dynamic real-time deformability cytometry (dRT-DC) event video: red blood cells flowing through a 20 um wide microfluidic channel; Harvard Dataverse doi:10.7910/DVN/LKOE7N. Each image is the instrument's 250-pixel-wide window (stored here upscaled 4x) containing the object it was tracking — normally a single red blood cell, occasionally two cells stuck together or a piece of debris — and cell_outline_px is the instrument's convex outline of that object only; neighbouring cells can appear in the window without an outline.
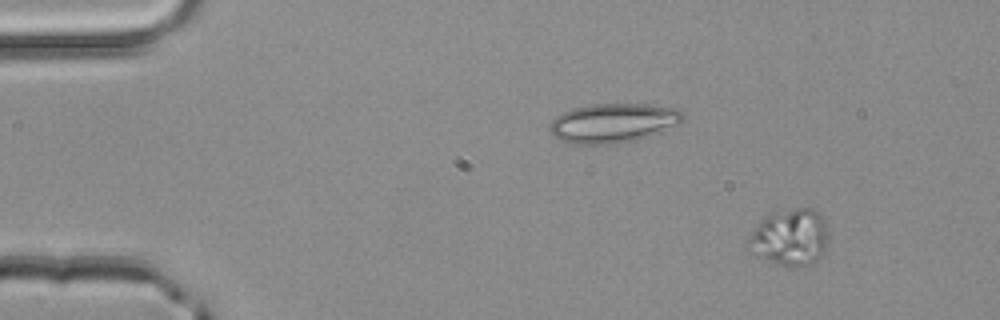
{"species": "common noctule bat (a hibernating species)", "species_latin": "Nyctalus noctula", "temperature_condition": "room temperature", "stored_images_in_passage": 2, "camera_frame_rate_fps": 3000, "um_per_image_px": 0.085, "animal": {"sex": "male", "body_mass_g": 20.4}, "frame": {"image": 1, "passage_image": 1, "time_ms": 0.0, "image_size_px": [1000, 320], "cell_outline_px": [[828, 240], [820, 256], [816, 260], [808, 264], [776, 264], [756, 256], [748, 252], [748, 240], [752, 232], [760, 220], [764, 216], [796, 208], [812, 208], [820, 216], [828, 232]], "centroid_in_image_um": [67.1, 20.16], "position_along_channel_um": 17.9, "area_um2": 25.78}}